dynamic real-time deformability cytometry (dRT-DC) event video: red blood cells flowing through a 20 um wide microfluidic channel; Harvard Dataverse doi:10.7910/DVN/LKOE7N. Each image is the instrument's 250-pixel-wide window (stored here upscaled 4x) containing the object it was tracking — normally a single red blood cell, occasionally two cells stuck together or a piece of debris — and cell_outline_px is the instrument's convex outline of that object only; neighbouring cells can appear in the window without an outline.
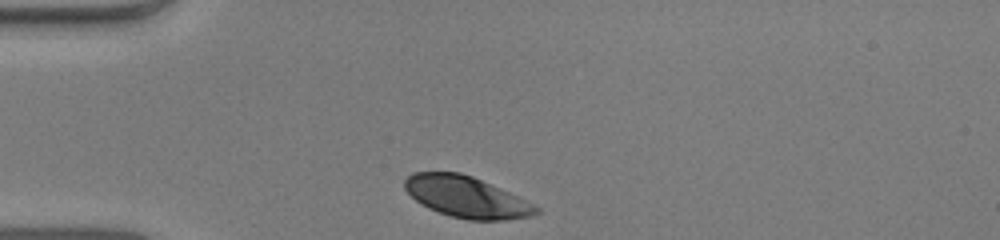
{"species": "human", "species_latin": "Homo sapiens", "temperature_condition": "warm", "stored_images_in_passage": 29, "camera_frame_rate_fps": 3000, "um_per_image_px": 0.085, "donor": {"sex": "male"}, "frame": {"image": 1, "passage_image": 1, "time_ms": 0.0, "image_size_px": [1000, 240], "cell_outline_px": [[540, 212], [532, 216], [508, 220], [468, 220], [452, 216], [428, 208], [420, 204], [404, 188], [404, 180], [412, 172], [460, 172], [472, 176], [500, 188], [540, 208]], "centroid_in_image_um": [39.63, 16.74], "position_along_channel_um": 45.4, "area_um2": 31.33}}
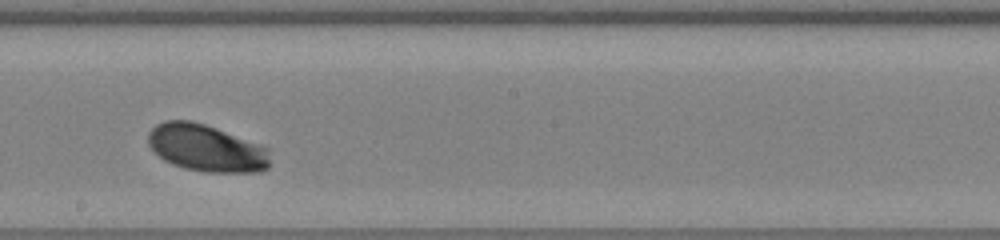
{"frame": {"image": 2, "passage_image": 17, "time_ms": 5.333, "image_size_px": [1000, 240], "cell_outline_px": [[268, 168], [260, 172], [208, 172], [184, 168], [172, 164], [164, 160], [148, 144], [148, 132], [156, 124], [164, 120], [188, 120], [204, 124], [260, 144], [268, 148]], "centroid_in_image_um": [17.52, 12.58], "position_along_channel_um": 230.7, "area_um2": 33.23}}
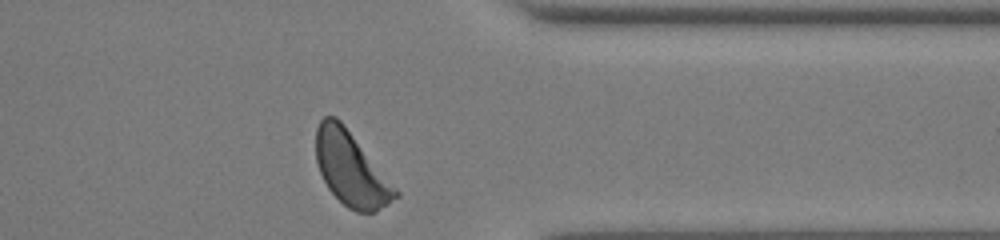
{"frame": {"image": 3, "passage_image": 29, "time_ms": 9.333, "image_size_px": [1000, 240], "cell_outline_px": [[400, 196], [376, 212], [356, 212], [348, 208], [328, 188], [320, 172], [316, 160], [316, 128], [320, 120], [324, 116], [336, 116], [340, 120], [400, 192]], "centroid_in_image_um": [29.84, 14.37], "position_along_channel_um": 381.6, "area_um2": 33.87}, "authors_computed_cell_mechanics": {"area_um2": 33.235, "velocity_mm_per_s": 3.9589, "shape_relaxation_time_tau1_ms": 1.3311, "shape_relaxation_time_tau2_ms": null, "deformation_change_tau1": 0.1, "deformation_change_tau2": null}}